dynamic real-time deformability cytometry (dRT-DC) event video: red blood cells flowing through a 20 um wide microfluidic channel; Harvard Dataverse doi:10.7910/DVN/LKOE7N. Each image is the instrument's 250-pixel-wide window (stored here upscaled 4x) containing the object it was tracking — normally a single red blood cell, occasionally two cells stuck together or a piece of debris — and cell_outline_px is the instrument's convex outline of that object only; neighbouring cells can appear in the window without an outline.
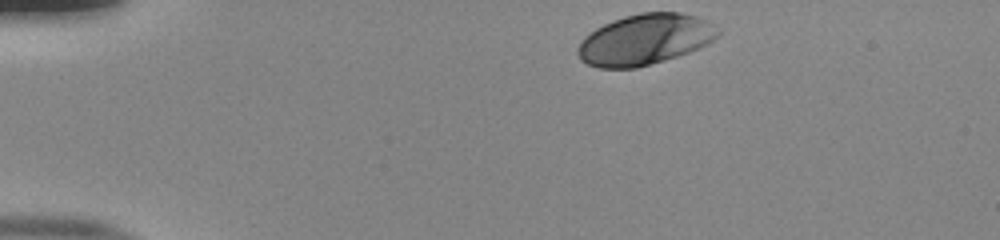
{"species": "human", "species_latin": "Homo sapiens", "temperature_condition": "room temperature", "stored_images_in_passage": 36, "camera_frame_rate_fps": 3000, "um_per_image_px": 0.085, "donor": {"sex": "male"}, "frame": {"image": 1, "passage_image": 1, "time_ms": 0.0, "image_size_px": [1000, 240], "cell_outline_px": [[720, 36], [708, 44], [700, 48], [664, 60], [636, 68], [600, 68], [588, 64], [580, 60], [576, 52], [576, 48], [580, 40], [584, 36], [596, 28], [612, 20], [624, 16], [640, 12], [680, 12], [696, 16], [708, 20], [720, 28]], "centroid_in_image_um": [54.83, 3.34], "position_along_channel_um": 30.2, "area_um2": 41.91}}
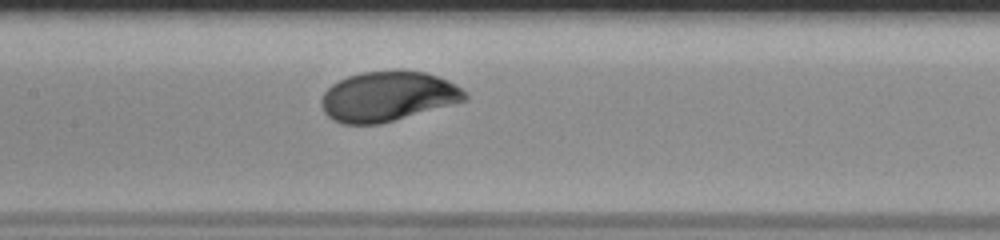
{"frame": {"image": 2, "passage_image": 18, "time_ms": 5.667, "image_size_px": [1000, 240], "cell_outline_px": [[468, 100], [380, 124], [340, 124], [332, 120], [324, 112], [320, 104], [320, 100], [324, 92], [332, 84], [348, 76], [360, 72], [396, 68], [404, 68], [424, 72], [448, 80], [468, 92]], "centroid_in_image_um": [32.96, 8.16], "position_along_channel_um": 174.4, "area_um2": 42.54}}
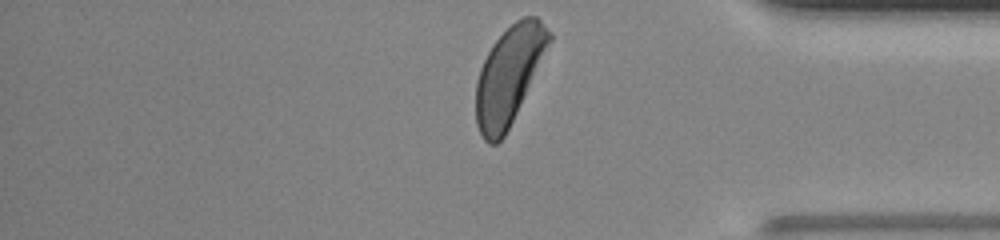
{"frame": {"image": 3, "passage_image": 36, "time_ms": 11.667, "image_size_px": [1000, 240], "cell_outline_px": [[552, 40], [504, 136], [496, 144], [488, 144], [484, 140], [476, 124], [476, 80], [480, 68], [492, 44], [516, 20], [524, 16], [536, 16], [552, 32]], "centroid_in_image_um": [43.25, 6.38], "position_along_channel_um": 391.9, "area_um2": 40.92}, "authors_computed_cell_mechanics": {"area_um2": 41.6449, "velocity_mm_per_s": 3.8727, "shape_relaxation_time_tau1_ms": 2.0961, "shape_relaxation_time_tau2_ms": null, "deformation_change_tau1": 0.149, "deformation_change_tau2": null}}